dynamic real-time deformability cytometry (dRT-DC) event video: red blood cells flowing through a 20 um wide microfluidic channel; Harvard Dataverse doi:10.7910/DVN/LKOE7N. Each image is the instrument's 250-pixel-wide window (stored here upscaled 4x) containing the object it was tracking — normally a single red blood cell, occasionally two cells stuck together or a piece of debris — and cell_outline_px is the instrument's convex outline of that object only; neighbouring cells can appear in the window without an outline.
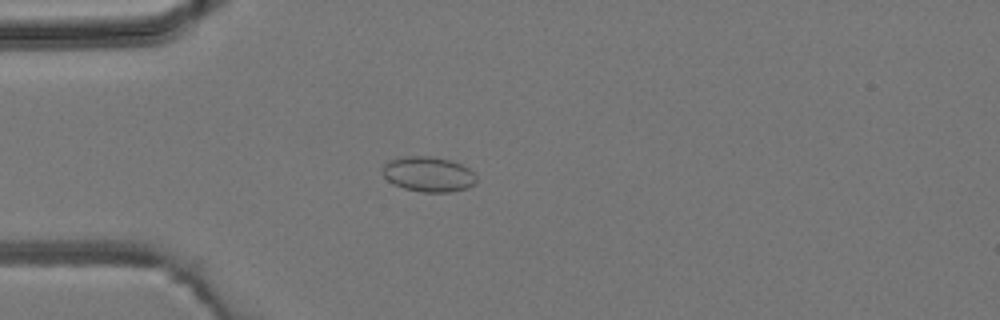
{"species": "common noctule bat (a hibernating species)", "species_latin": "Nyctalus noctula", "temperature_condition": "room temperature", "stored_images_in_passage": 4, "camera_frame_rate_fps": 3000, "um_per_image_px": 0.085, "animal": {"sex": "male", "body_mass_g": 19.2, "forearm_length_mm": 51.8}, "frame": {"image": 1, "passage_image": 3, "time_ms": 3.333, "image_size_px": [1000, 320], "cell_outline_px": [[476, 180], [468, 188], [448, 192], [424, 192], [404, 188], [388, 180], [384, 176], [384, 164], [388, 160], [404, 156], [432, 156], [448, 160], [460, 164], [468, 168], [476, 176]], "centroid_in_image_um": [36.41, 14.8], "position_along_channel_um": 48.6, "area_um2": 18.9}}